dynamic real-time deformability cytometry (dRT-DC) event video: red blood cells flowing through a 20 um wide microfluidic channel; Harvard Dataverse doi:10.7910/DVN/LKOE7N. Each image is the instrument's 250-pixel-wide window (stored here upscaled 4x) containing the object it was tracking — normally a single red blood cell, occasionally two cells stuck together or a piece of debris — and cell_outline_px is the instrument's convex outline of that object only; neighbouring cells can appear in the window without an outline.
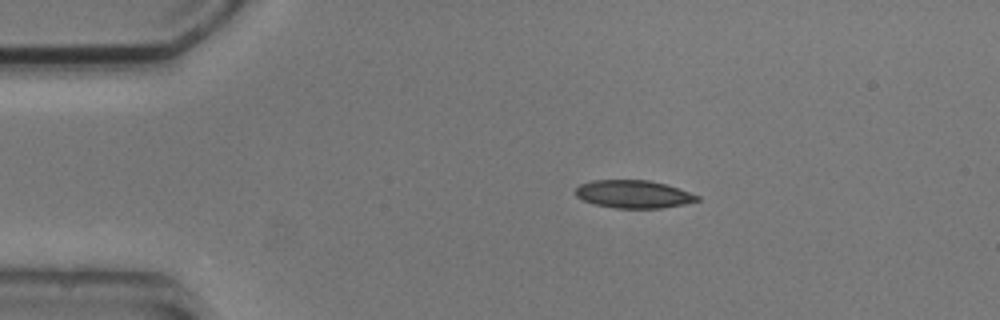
{"species": "common noctule bat (a hibernating species)", "species_latin": "Nyctalus noctula", "temperature_condition": "cold", "stored_images_in_passage": 6, "camera_frame_rate_fps": 3000, "um_per_image_px": 0.085, "animal": {"sex": "male", "body_mass_g": 20.5, "forearm_length_mm": 52.5}, "frame": {"image": 1, "passage_image": 1, "time_ms": 0.0, "image_size_px": [1000, 320], "cell_outline_px": [[700, 200], [684, 204], [660, 208], [616, 208], [596, 204], [584, 200], [576, 196], [576, 188], [580, 184], [592, 180], [648, 180], [668, 184], [680, 188], [700, 196]], "centroid_in_image_um": [53.89, 16.49], "position_along_channel_um": 31.1, "area_um2": 19.77}}
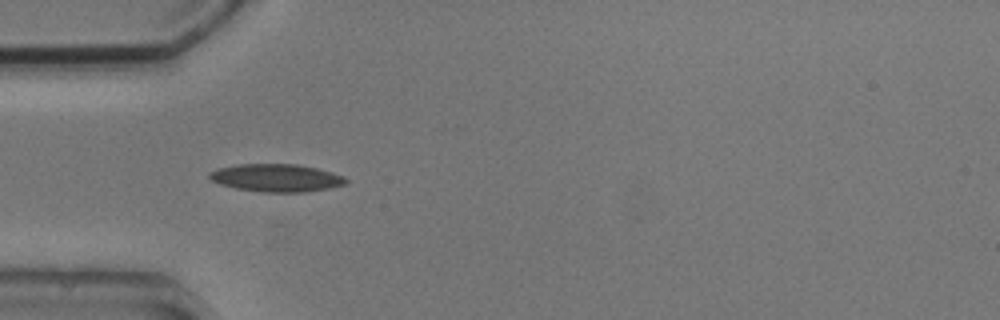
{"frame": {"image": 2, "passage_image": 3, "time_ms": 2.0, "image_size_px": [1000, 320], "cell_outline_px": [[348, 180], [344, 184], [328, 188], [308, 192], [264, 192], [236, 188], [220, 184], [212, 180], [208, 176], [208, 172], [220, 168], [236, 164], [296, 164], [316, 168], [332, 172], [344, 176]], "centroid_in_image_um": [23.49, 15.11], "position_along_channel_um": 61.5, "area_um2": 21.96}}